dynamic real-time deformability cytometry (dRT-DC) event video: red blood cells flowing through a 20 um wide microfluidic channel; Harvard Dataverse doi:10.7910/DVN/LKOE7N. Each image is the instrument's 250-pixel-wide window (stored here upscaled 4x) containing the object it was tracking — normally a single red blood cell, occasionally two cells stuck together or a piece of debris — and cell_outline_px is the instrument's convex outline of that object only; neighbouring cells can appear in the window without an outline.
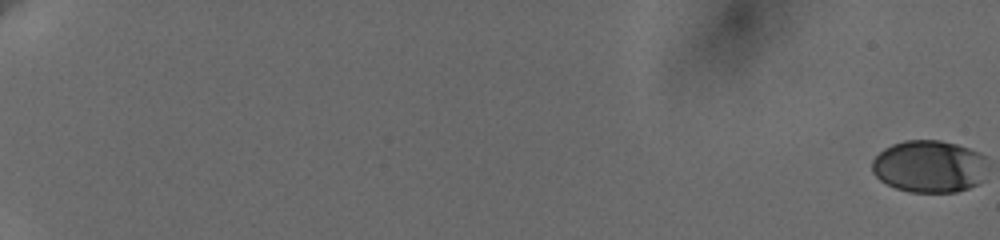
{"species": "human", "species_latin": "Homo sapiens", "temperature_condition": "cold", "stored_images_in_passage": 62, "camera_frame_rate_fps": 3000, "um_per_image_px": 0.085, "donor": {"sex": "female"}, "frame": {"image": 1, "passage_image": 1, "time_ms": 0.0, "image_size_px": [1000, 240], "cell_outline_px": [[984, 160], [976, 184], [968, 188], [956, 192], [908, 192], [896, 188], [880, 180], [872, 172], [872, 160], [884, 148], [892, 144], [904, 140], [940, 140], [956, 144], [968, 148], [984, 156]], "centroid_in_image_um": [78.88, 14.13], "position_along_channel_um": 6.1, "area_um2": 34.51}}
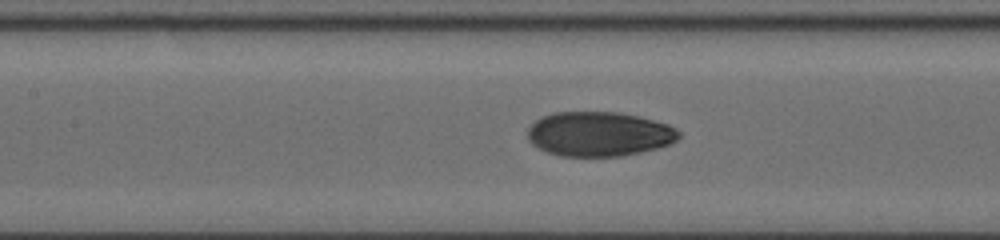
{"frame": {"image": 2, "passage_image": 34, "time_ms": 11.0, "image_size_px": [1000, 240], "cell_outline_px": [[680, 136], [672, 144], [640, 152], [620, 156], [560, 156], [548, 152], [532, 144], [528, 140], [528, 128], [536, 120], [552, 112], [616, 112], [640, 116], [668, 124], [676, 128], [680, 132]], "centroid_in_image_um": [50.94, 11.38], "position_along_channel_um": 156.5, "area_um2": 39.3}}
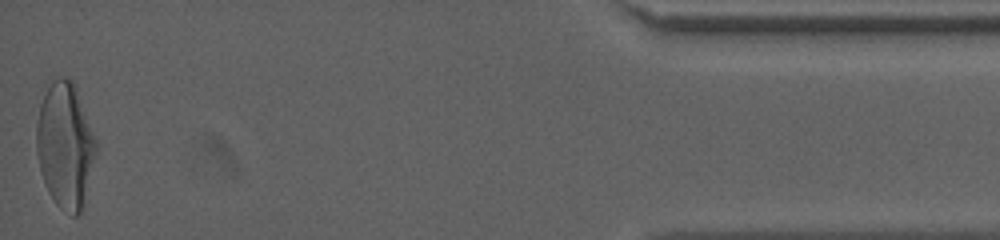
{"frame": {"image": 3, "passage_image": 62, "time_ms": 20.333, "image_size_px": [1000, 240], "cell_outline_px": [[96, 152], [84, 208], [76, 216], [72, 216], [60, 208], [56, 204], [48, 192], [40, 172], [36, 152], [36, 124], [40, 104], [52, 80], [60, 76], [68, 76], [72, 80], [76, 88], [96, 136]], "centroid_in_image_um": [5.55, 12.37], "position_along_channel_um": 429.7, "area_um2": 44.04}, "authors_computed_cell_mechanics": {"area_um2": 38.7838, "velocity_mm_per_s": 3.6468, "shape_relaxation_time_tau1_ms": 4.9472, "shape_relaxation_time_tau2_ms": 1.1027, "deformation_change_tau1": 0.1711, "deformation_change_tau2": 0.0516}}